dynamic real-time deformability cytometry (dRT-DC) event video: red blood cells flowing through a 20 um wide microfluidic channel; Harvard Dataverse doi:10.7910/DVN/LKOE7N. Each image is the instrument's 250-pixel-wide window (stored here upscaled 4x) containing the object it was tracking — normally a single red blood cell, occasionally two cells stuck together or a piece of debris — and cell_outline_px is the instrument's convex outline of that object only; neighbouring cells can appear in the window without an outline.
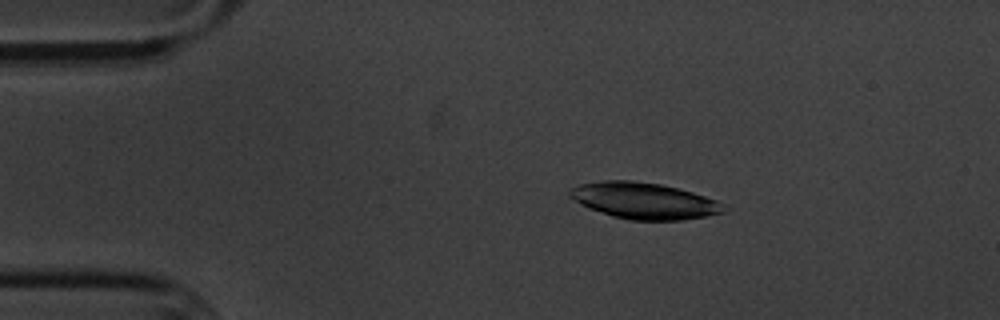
{"species": "common noctule bat (a hibernating species)", "species_latin": "Nyctalus noctula", "temperature_condition": "cold", "stored_images_in_passage": 5, "camera_frame_rate_fps": 3000, "um_per_image_px": 0.085, "animal": {"sex": "male", "body_mass_g": 20.1, "forearm_length_mm": 53.5}, "frame": {"image": 1, "passage_image": 2, "time_ms": 1.0, "image_size_px": [1000, 320], "cell_outline_px": [[724, 212], [704, 216], [680, 220], [628, 220], [612, 216], [588, 208], [568, 196], [568, 188], [580, 184], [604, 180], [632, 180], [660, 184], [692, 192], [716, 200], [724, 204]], "centroid_in_image_um": [54.68, 17.06], "position_along_channel_um": 30.3, "area_um2": 32.48}}